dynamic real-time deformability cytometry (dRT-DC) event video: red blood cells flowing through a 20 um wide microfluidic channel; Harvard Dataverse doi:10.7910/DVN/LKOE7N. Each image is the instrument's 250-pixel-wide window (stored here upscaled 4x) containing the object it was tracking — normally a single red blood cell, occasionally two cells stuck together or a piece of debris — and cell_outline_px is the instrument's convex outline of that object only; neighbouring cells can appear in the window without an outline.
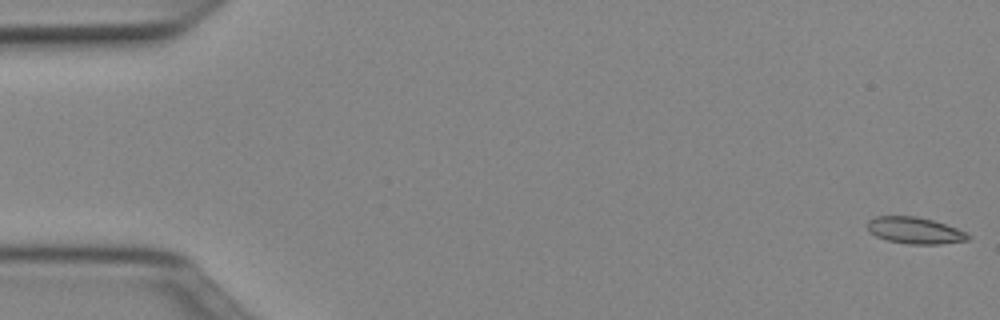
{"species": "Egyptian fruit bat (a non-hibernating species)", "species_latin": "Rousettus aegyptiacus", "temperature_condition": "cold", "stored_images_in_passage": 52, "camera_frame_rate_fps": 3000, "um_per_image_px": 0.085, "animal": {"sex": "female"}, "frame": {"image": 1, "passage_image": 1, "time_ms": 0.0, "image_size_px": [1000, 320], "cell_outline_px": [[972, 236], [968, 240], [940, 244], [908, 244], [888, 240], [876, 236], [868, 232], [868, 220], [876, 216], [916, 216], [932, 220], [956, 228]], "centroid_in_image_um": [77.74, 19.59], "position_along_channel_um": 7.3, "area_um2": 15.49}}
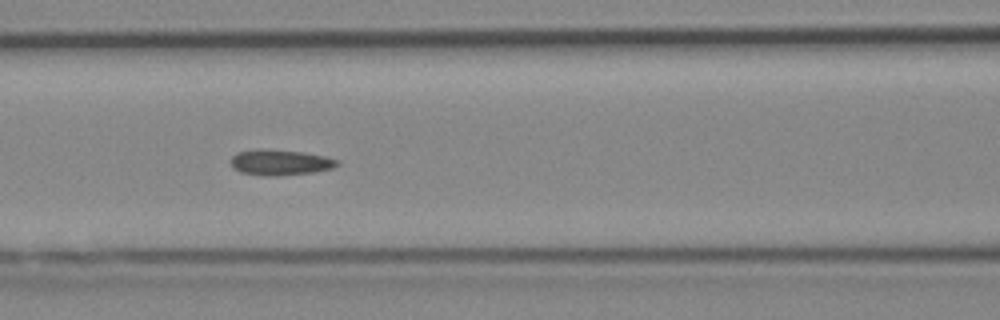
{"frame": {"image": 2, "passage_image": 22, "time_ms": 7.0, "image_size_px": [1000, 320], "cell_outline_px": [[340, 164], [332, 168], [312, 172], [276, 176], [264, 176], [240, 172], [232, 168], [232, 156], [236, 152], [256, 148], [260, 148], [304, 152], [324, 156], [340, 160]], "centroid_in_image_um": [23.79, 13.79], "position_along_channel_um": 142.8, "area_um2": 16.07}}
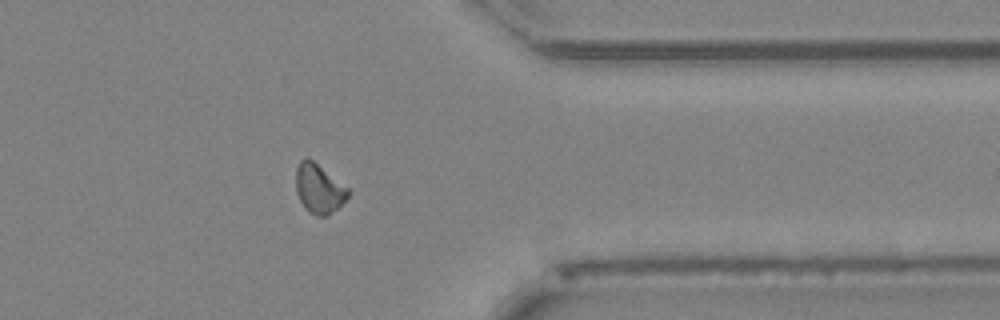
{"frame": {"image": 3, "passage_image": 41, "time_ms": 13.333, "image_size_px": [1000, 320], "cell_outline_px": [[348, 196], [328, 216], [316, 216], [308, 212], [304, 208], [296, 192], [296, 168], [300, 160], [312, 160], [348, 188]], "centroid_in_image_um": [27.07, 16.07], "position_along_channel_um": 384.3, "area_um2": 14.62}, "authors_computed_cell_mechanics": {"area_um2": 15.2303, "velocity_mm_per_s": 3.9893, "shape_relaxation_time_tau1_ms": null, "shape_relaxation_time_tau2_ms": 5.4013, "deformation_change_tau1": null, "deformation_change_tau2": 0.1079}}